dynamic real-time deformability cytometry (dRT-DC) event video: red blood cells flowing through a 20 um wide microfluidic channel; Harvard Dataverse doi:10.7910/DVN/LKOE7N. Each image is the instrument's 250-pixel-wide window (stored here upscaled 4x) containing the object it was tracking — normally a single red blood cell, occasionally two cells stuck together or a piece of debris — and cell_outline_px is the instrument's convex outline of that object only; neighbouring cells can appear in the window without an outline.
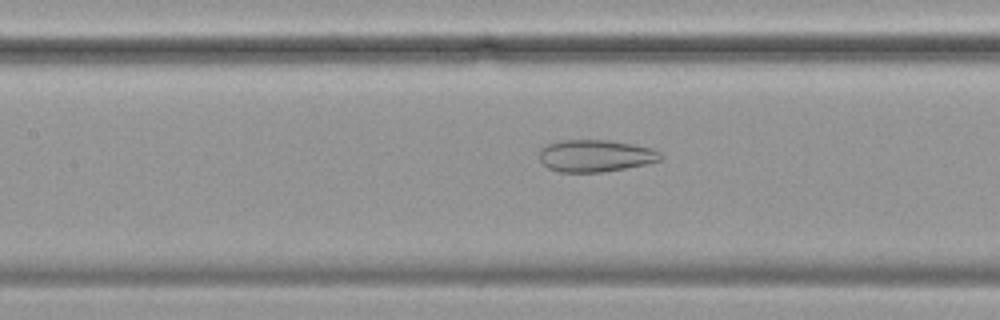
{"species": "common noctule bat (a hibernating species)", "species_latin": "Nyctalus noctula", "temperature_condition": "cold", "stored_images_in_passage": 55, "camera_frame_rate_fps": 3000, "um_per_image_px": 0.085, "animal": {"sex": "female", "body_mass_g": 19.9}, "frame": {"image": 1, "passage_image": 23, "time_ms": 7.333, "image_size_px": [1000, 320], "cell_outline_px": [[664, 156], [660, 160], [648, 164], [604, 172], [560, 172], [548, 168], [540, 160], [540, 148], [548, 144], [564, 140], [608, 140], [632, 144], [652, 148], [660, 152]], "centroid_in_image_um": [50.64, 13.25], "position_along_channel_um": 156.8, "area_um2": 22.72}}
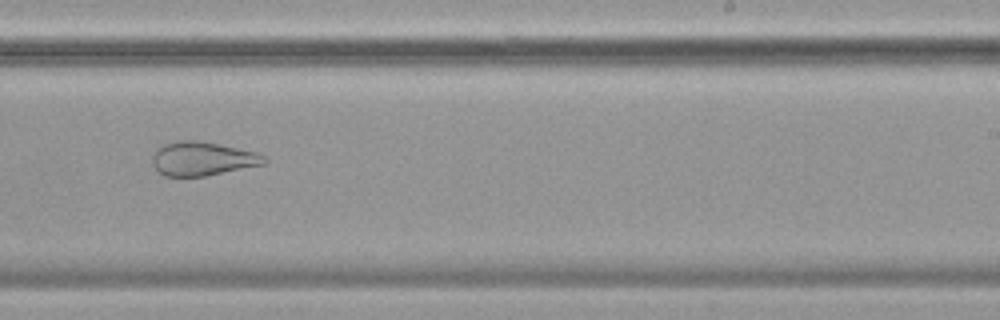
{"frame": {"image": 2, "passage_image": 33, "time_ms": 10.667, "image_size_px": [1000, 320], "cell_outline_px": [[268, 160], [264, 164], [204, 176], [164, 176], [152, 164], [152, 156], [156, 148], [160, 144], [180, 140], [196, 140], [220, 144], [256, 152], [264, 156]], "centroid_in_image_um": [17.17, 13.47], "position_along_channel_um": 271.8, "area_um2": 22.08}}
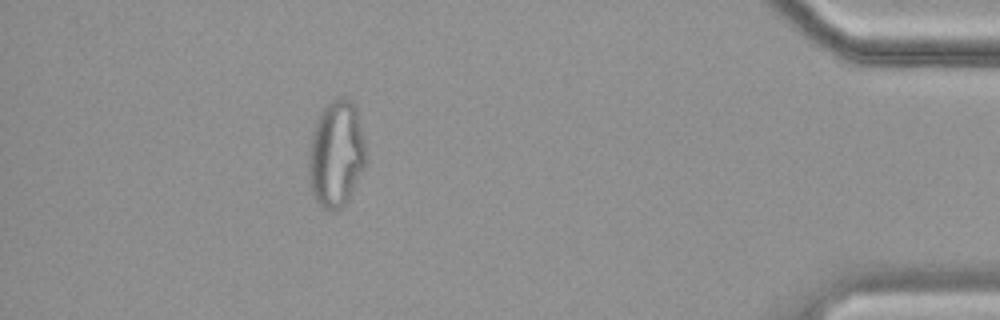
{"frame": {"image": 3, "passage_image": 49, "time_ms": 16.0, "image_size_px": [1000, 320], "cell_outline_px": [[368, 160], [348, 200], [336, 212], [332, 212], [324, 208], [316, 200], [312, 192], [308, 180], [308, 156], [312, 132], [316, 120], [320, 112], [332, 100], [340, 96], [344, 96], [356, 104], [364, 140]], "centroid_in_image_um": [28.58, 13.08], "position_along_channel_um": 406.6, "area_um2": 36.13}}